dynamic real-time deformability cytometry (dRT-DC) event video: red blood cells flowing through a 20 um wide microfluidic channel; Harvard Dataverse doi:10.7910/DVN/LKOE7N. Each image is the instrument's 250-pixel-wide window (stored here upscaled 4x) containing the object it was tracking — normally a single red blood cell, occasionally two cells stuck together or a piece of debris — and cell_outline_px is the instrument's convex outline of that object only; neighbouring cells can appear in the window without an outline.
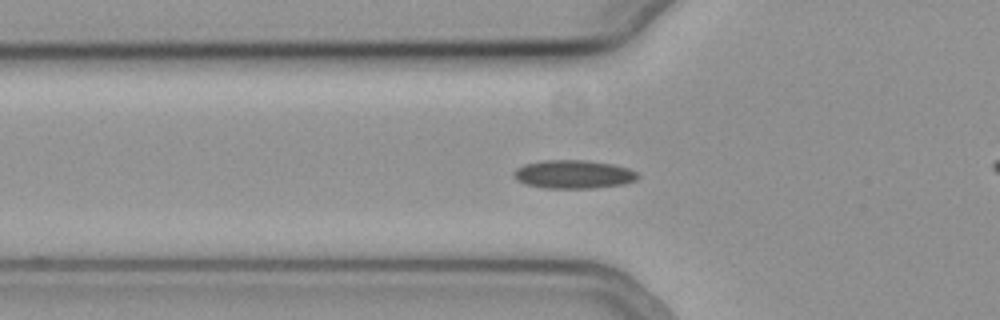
{"species": "common noctule bat (a hibernating species)", "species_latin": "Nyctalus noctula", "temperature_condition": "cold", "stored_images_in_passage": 57, "camera_frame_rate_fps": 3000, "um_per_image_px": 0.085, "animal": {"sex": "female", "body_mass_g": 19.3, "forearm_length_mm": 54.1}, "frame": {"image": 1, "passage_image": 20, "time_ms": 6.333, "image_size_px": [1000, 320], "cell_outline_px": [[640, 176], [636, 180], [624, 184], [596, 188], [544, 188], [524, 184], [516, 180], [512, 176], [512, 172], [516, 168], [524, 164], [544, 160], [584, 160], [612, 164], [628, 168], [636, 172]], "centroid_in_image_um": [48.71, 14.82], "position_along_channel_um": 77.1, "area_um2": 20.75}}
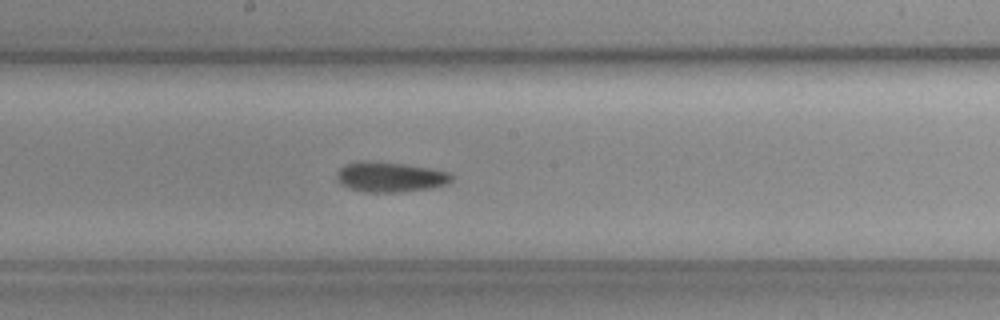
{"frame": {"image": 2, "passage_image": 31, "time_ms": 10.0, "image_size_px": [1000, 320], "cell_outline_px": [[452, 180], [448, 184], [432, 188], [400, 192], [368, 192], [348, 188], [340, 184], [336, 180], [336, 172], [340, 168], [348, 164], [360, 160], [404, 164], [432, 168], [448, 172], [452, 176]], "centroid_in_image_um": [33.15, 15.05], "position_along_channel_um": 215.0, "area_um2": 20.23}}
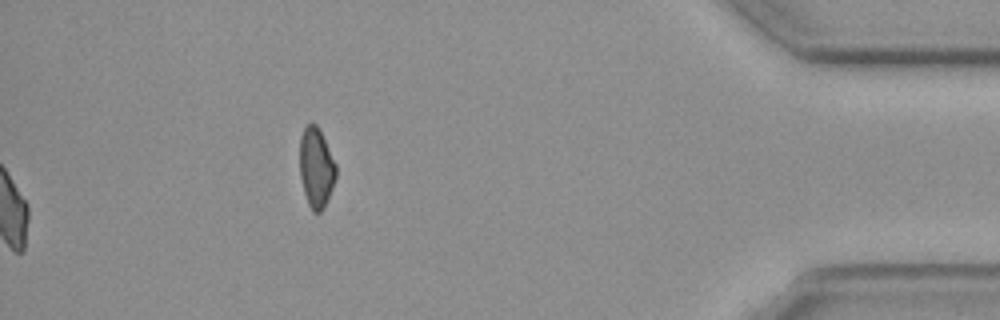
{"frame": {"image": 3, "passage_image": 57, "time_ms": 18.667, "image_size_px": [1000, 320], "cell_outline_px": [[336, 176], [332, 188], [320, 212], [312, 212], [308, 204], [304, 192], [300, 176], [300, 136], [304, 128], [312, 120], [316, 124], [336, 164]], "centroid_in_image_um": [26.85, 14.22], "position_along_channel_um": 408.3, "area_um2": 16.59}}